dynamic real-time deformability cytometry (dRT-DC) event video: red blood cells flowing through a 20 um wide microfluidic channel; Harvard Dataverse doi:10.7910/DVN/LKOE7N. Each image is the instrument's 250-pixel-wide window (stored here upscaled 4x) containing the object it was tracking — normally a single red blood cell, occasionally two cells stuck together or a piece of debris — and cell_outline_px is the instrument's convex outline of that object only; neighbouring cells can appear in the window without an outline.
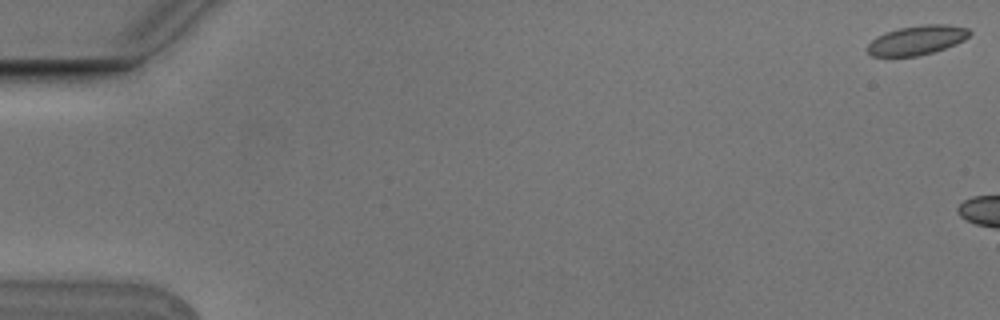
{"species": "Egyptian fruit bat (a non-hibernating species)", "species_latin": "Rousettus aegyptiacus", "temperature_condition": "cold", "stored_images_in_passage": 4, "camera_frame_rate_fps": 3000, "um_per_image_px": 0.085, "animal": {"sex": "male"}, "frame": {"image": 1, "passage_image": 1, "time_ms": 0.0, "image_size_px": [1000, 320], "cell_outline_px": [[972, 32], [964, 40], [956, 44], [932, 52], [916, 56], [872, 56], [864, 48], [876, 36], [884, 32], [900, 28], [924, 24], [948, 24], [968, 28]], "centroid_in_image_um": [77.92, 3.4], "position_along_channel_um": 7.1, "area_um2": 17.51}}